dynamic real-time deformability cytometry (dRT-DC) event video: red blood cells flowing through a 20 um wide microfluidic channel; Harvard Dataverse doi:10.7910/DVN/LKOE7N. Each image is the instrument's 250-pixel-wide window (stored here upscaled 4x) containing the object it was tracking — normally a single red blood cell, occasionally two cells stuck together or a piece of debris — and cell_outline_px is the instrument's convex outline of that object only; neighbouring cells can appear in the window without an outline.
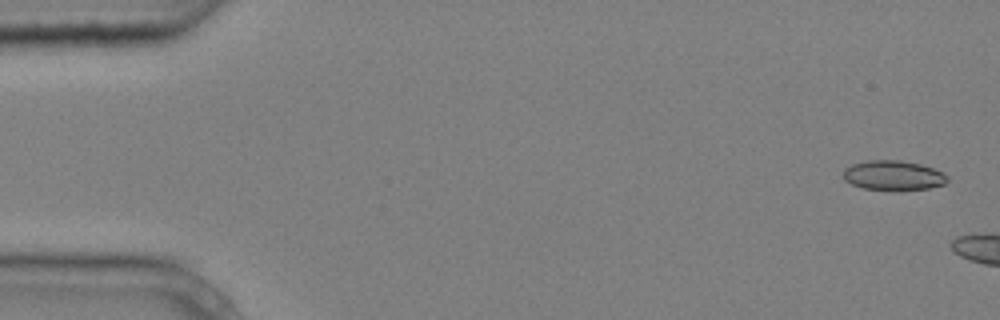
{"species": "common noctule bat (a hibernating species)", "species_latin": "Nyctalus noctula", "temperature_condition": "cold", "stored_images_in_passage": 2, "camera_frame_rate_fps": 3000, "um_per_image_px": 0.085, "animal": {"sex": "male", "body_mass_g": 20.4}, "frame": {"image": 1, "passage_image": 1, "time_ms": 0.0, "image_size_px": [1000, 320], "cell_outline_px": [[948, 180], [944, 184], [928, 188], [900, 192], [864, 188], [852, 184], [844, 180], [844, 168], [852, 164], [868, 160], [900, 160], [920, 164], [944, 172], [948, 176]], "centroid_in_image_um": [75.95, 14.93], "position_along_channel_um": 9.1, "area_um2": 18.38}}